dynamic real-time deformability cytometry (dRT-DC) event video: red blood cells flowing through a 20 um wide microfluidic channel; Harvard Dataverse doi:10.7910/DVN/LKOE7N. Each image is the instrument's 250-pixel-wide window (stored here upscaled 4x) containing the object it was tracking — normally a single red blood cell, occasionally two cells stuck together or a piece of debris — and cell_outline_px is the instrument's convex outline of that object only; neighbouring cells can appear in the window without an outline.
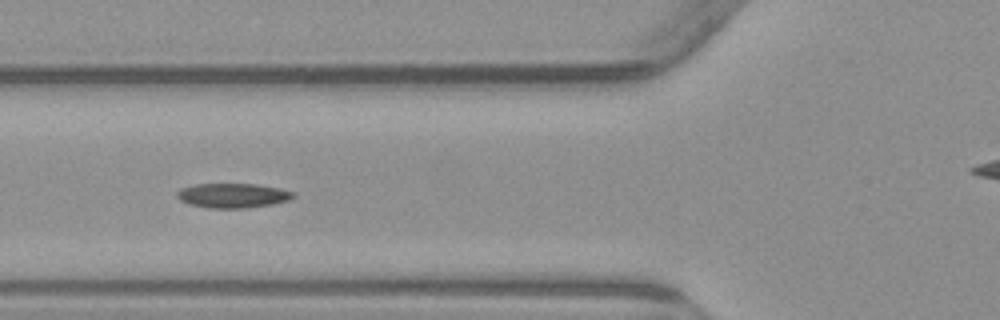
{"species": "common noctule bat (a hibernating species)", "species_latin": "Nyctalus noctula", "temperature_condition": "warm", "stored_images_in_passage": 5, "camera_frame_rate_fps": 3000, "um_per_image_px": 0.085, "animal": {"sex": "male", "body_mass_g": 23.1, "forearm_length_mm": 52.7}, "frame": {"image": 1, "passage_image": 4, "time_ms": 3.333, "image_size_px": [1000, 320], "cell_outline_px": [[296, 196], [288, 200], [272, 204], [244, 208], [208, 208], [188, 204], [180, 200], [176, 196], [176, 192], [180, 188], [196, 184], [256, 184], [296, 192]], "centroid_in_image_um": [19.76, 16.62], "position_along_channel_um": 106.0, "area_um2": 16.65}}
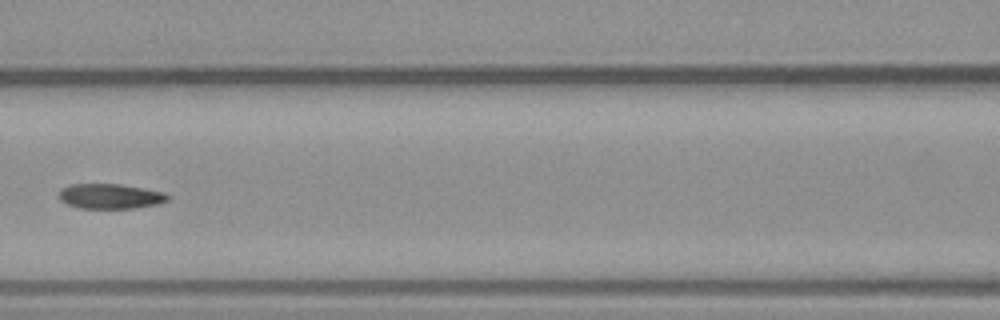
{"frame": {"image": 2, "passage_image": 5, "time_ms": 4.667, "image_size_px": [1000, 320], "cell_outline_px": [[168, 200], [156, 204], [136, 208], [80, 208], [68, 204], [60, 200], [60, 192], [64, 188], [72, 184], [120, 184], [144, 188], [164, 192], [168, 196]], "centroid_in_image_um": [9.39, 16.68], "position_along_channel_um": 157.2, "area_um2": 15.61}}